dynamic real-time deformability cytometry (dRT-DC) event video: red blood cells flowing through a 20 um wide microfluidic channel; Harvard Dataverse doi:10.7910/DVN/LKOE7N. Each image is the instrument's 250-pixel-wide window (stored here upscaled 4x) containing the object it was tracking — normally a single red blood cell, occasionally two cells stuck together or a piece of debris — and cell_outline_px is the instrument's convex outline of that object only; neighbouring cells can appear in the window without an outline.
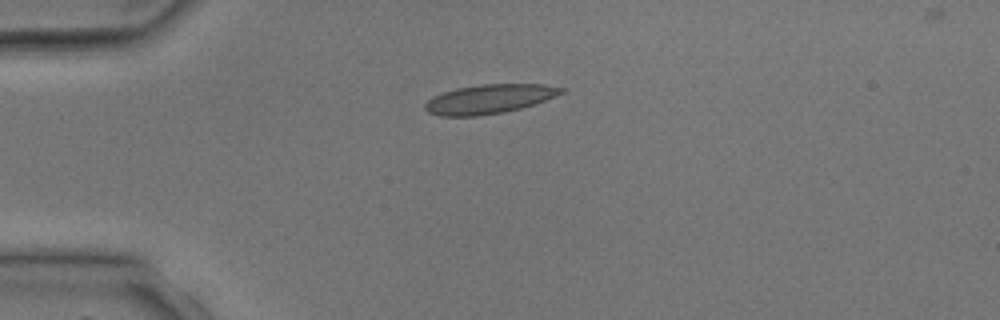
{"species": "common noctule bat (a hibernating species)", "species_latin": "Nyctalus noctula", "temperature_condition": "room temperature", "stored_images_in_passage": 5, "camera_frame_rate_fps": 3000, "um_per_image_px": 0.085, "animal": {"sex": "male", "body_mass_g": 17.9, "forearm_length_mm": 54.2}, "frame": {"image": 1, "passage_image": 3, "time_ms": 3.333, "image_size_px": [1000, 320], "cell_outline_px": [[568, 88], [564, 92], [556, 96], [520, 108], [504, 112], [476, 116], [440, 116], [428, 112], [424, 108], [424, 104], [432, 96], [456, 88], [480, 84], [544, 84]], "centroid_in_image_um": [41.58, 8.41], "position_along_channel_um": 43.4, "area_um2": 23.18}}